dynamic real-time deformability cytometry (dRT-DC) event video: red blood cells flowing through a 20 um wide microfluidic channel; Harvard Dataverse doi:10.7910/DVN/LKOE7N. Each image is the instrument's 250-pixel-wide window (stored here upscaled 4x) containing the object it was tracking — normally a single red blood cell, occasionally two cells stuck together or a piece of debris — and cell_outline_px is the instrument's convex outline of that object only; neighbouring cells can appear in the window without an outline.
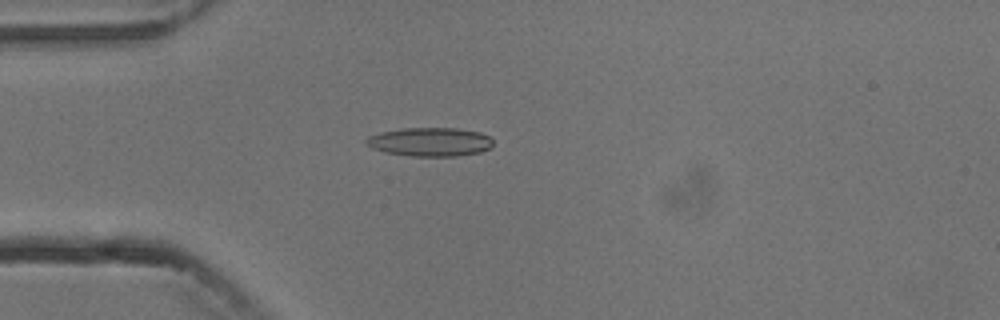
{"species": "common noctule bat (a hibernating species)", "species_latin": "Nyctalus noctula", "temperature_condition": "cold", "stored_images_in_passage": 5, "camera_frame_rate_fps": 3000, "um_per_image_px": 0.085, "animal": {"sex": "male", "body_mass_g": 13.3}, "frame": {"image": 1, "passage_image": 5, "time_ms": 4.667, "image_size_px": [1000, 320], "cell_outline_px": [[492, 144], [488, 148], [480, 152], [456, 156], [412, 156], [384, 152], [372, 148], [364, 144], [364, 140], [368, 136], [380, 132], [404, 128], [456, 128], [480, 132], [488, 136], [492, 140]], "centroid_in_image_um": [36.5, 12.06], "position_along_channel_um": 48.5, "area_um2": 21.27}}